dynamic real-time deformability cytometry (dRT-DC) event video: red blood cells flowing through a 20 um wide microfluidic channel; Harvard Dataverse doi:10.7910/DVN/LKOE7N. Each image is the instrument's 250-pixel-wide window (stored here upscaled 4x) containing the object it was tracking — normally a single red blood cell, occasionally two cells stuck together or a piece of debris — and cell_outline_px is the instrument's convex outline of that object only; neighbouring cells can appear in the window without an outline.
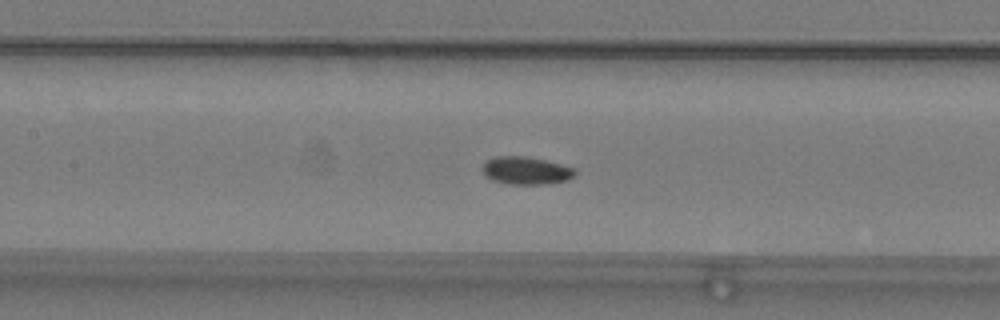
{"species": "common noctule bat (a hibernating species)", "species_latin": "Nyctalus noctula", "temperature_condition": "warm", "stored_images_in_passage": 55, "camera_frame_rate_fps": 3000, "um_per_image_px": 0.085, "animal": {"sex": "male", "body_mass_g": 19.2, "forearm_length_mm": 51.8}, "frame": {"image": 1, "passage_image": 26, "time_ms": 8.333, "image_size_px": [1000, 320], "cell_outline_px": [[576, 172], [568, 180], [548, 184], [508, 184], [492, 180], [484, 176], [480, 168], [488, 160], [496, 156], [524, 156], [544, 160], [576, 168]], "centroid_in_image_um": [44.68, 14.51], "position_along_channel_um": 162.7, "area_um2": 15.03}}
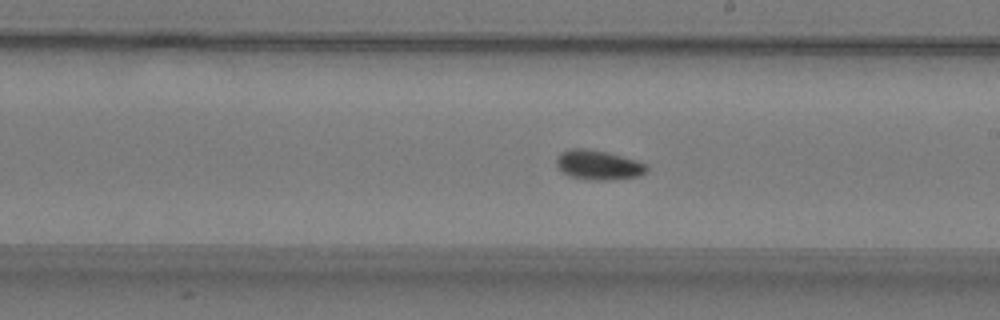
{"frame": {"image": 2, "passage_image": 32, "time_ms": 10.333, "image_size_px": [1000, 320], "cell_outline_px": [[648, 172], [640, 176], [612, 180], [592, 180], [568, 176], [560, 172], [556, 164], [556, 160], [560, 152], [572, 148], [584, 148], [604, 152], [636, 160], [644, 164], [648, 168]], "centroid_in_image_um": [50.83, 14.04], "position_along_channel_um": 238.2, "area_um2": 15.61}}
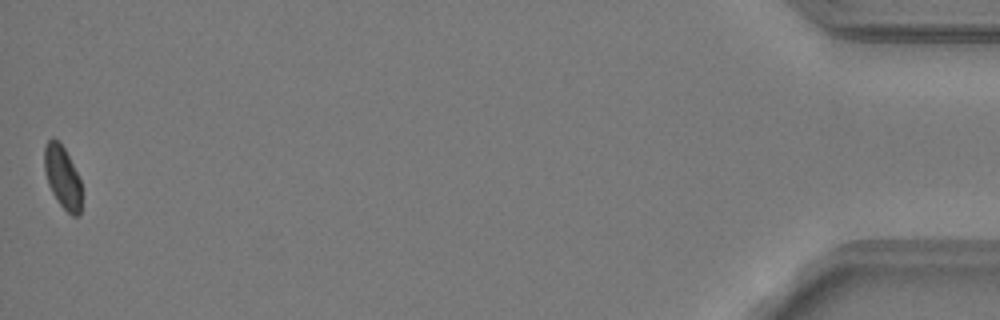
{"frame": {"image": 3, "passage_image": 55, "time_ms": 18.0, "image_size_px": [1000, 320], "cell_outline_px": [[80, 216], [72, 216], [60, 204], [52, 192], [48, 184], [44, 172], [44, 148], [48, 140], [52, 136], [64, 148], [80, 180]], "centroid_in_image_um": [5.28, 15.05], "position_along_channel_um": 429.9, "area_um2": 13.29}, "authors_computed_cell_mechanics": {"area_um2": 14.5656, "velocity_mm_per_s": 3.7875, "shape_relaxation_time_tau1_ms": null, "shape_relaxation_time_tau2_ms": 4.3172, "deformation_change_tau1": null, "deformation_change_tau2": 0.0749}}